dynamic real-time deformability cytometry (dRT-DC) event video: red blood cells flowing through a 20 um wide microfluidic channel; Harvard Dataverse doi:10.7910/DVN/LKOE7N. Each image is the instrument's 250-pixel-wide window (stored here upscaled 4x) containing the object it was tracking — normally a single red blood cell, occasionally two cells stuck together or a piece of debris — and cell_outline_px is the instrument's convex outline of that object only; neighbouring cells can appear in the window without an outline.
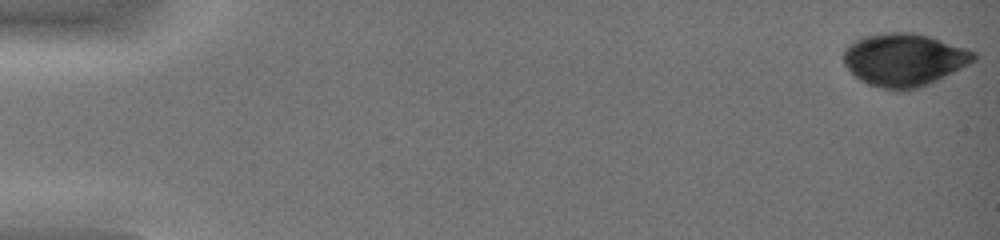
{"species": "common noctule bat (a hibernating species)", "species_latin": "Nyctalus noctula", "temperature_condition": "warm", "stored_images_in_passage": 44, "camera_frame_rate_fps": 3000, "um_per_image_px": 0.085, "animal": {"sex": "female", "body_mass_g": 19.0, "forearm_length_mm": 51.5}, "frame": {"image": 1, "passage_image": 1, "time_ms": 0.0, "image_size_px": [1000, 240], "cell_outline_px": [[976, 60], [920, 88], [908, 92], [896, 92], [868, 84], [860, 80], [844, 64], [844, 48], [848, 44], [864, 36], [888, 32], [916, 32], [976, 52]], "centroid_in_image_um": [76.82, 5.1], "position_along_channel_um": 8.2, "area_um2": 40.06}}